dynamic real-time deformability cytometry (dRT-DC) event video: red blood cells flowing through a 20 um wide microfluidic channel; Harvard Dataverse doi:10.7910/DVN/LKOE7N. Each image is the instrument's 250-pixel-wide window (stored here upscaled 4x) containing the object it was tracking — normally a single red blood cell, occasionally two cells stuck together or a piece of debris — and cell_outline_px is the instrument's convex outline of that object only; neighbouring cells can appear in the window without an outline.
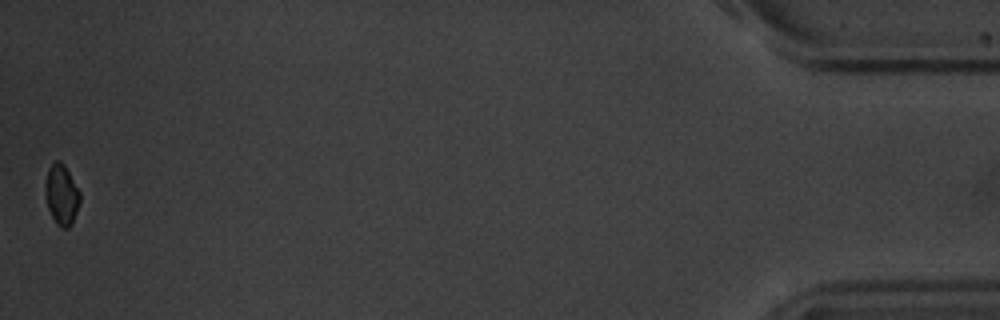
{"species": "common noctule bat (a hibernating species)", "species_latin": "Nyctalus noctula", "temperature_condition": "warm", "stored_images_in_passage": 17, "camera_frame_rate_fps": 3000, "um_per_image_px": 0.085, "animal": {"sex": "male", "body_mass_g": 20.1, "forearm_length_mm": 53.5}, "frame": {"image": 1, "passage_image": 17, "time_ms": 19.333, "image_size_px": [1000, 320], "cell_outline_px": [[80, 204], [72, 224], [68, 228], [60, 228], [56, 224], [48, 208], [44, 188], [48, 168], [56, 160], [60, 160], [64, 164], [80, 192]], "centroid_in_image_um": [5.24, 16.56], "position_along_channel_um": 430.0, "area_um2": 12.31}}